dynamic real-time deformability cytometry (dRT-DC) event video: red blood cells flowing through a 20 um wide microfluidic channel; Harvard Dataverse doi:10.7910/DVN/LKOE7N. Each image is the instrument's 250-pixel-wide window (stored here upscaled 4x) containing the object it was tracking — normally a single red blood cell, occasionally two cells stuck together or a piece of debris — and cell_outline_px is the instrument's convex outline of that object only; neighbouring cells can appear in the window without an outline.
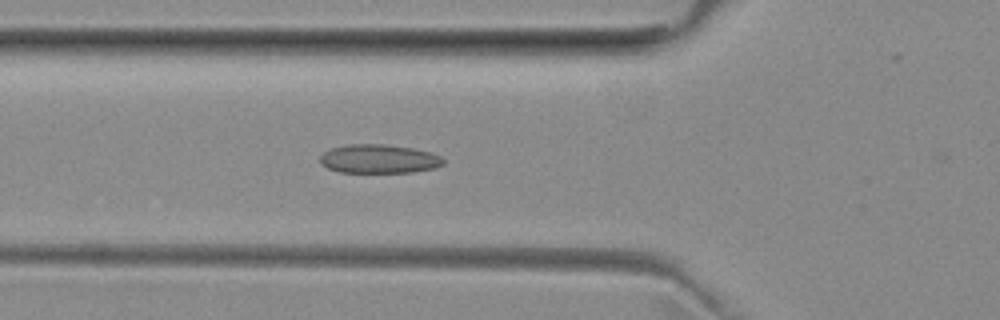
{"species": "common noctule bat (a hibernating species)", "species_latin": "Nyctalus noctula", "temperature_condition": "room temperature", "stored_images_in_passage": 46, "camera_frame_rate_fps": 3000, "um_per_image_px": 0.085, "animal": {"sex": "female", "body_mass_g": 29.2, "forearm_length_mm": 56.3}, "frame": {"image": 1, "passage_image": 12, "time_ms": 3.667, "image_size_px": [1000, 320], "cell_outline_px": [[444, 164], [436, 168], [412, 172], [340, 172], [328, 168], [320, 160], [320, 156], [324, 152], [332, 148], [348, 144], [384, 144], [412, 148], [432, 152], [440, 156], [444, 160]], "centroid_in_image_um": [32.25, 13.5], "position_along_channel_um": 93.6, "area_um2": 20.63}}
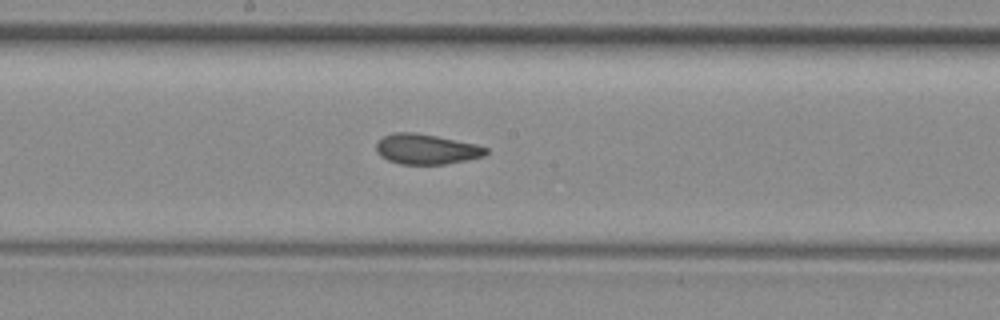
{"frame": {"image": 2, "passage_image": 21, "time_ms": 6.667, "image_size_px": [1000, 320], "cell_outline_px": [[488, 152], [484, 156], [468, 160], [444, 164], [400, 164], [388, 160], [380, 156], [376, 152], [376, 144], [384, 136], [396, 132], [416, 132], [476, 144], [488, 148]], "centroid_in_image_um": [36.24, 12.68], "position_along_channel_um": 212.0, "area_um2": 19.31}}
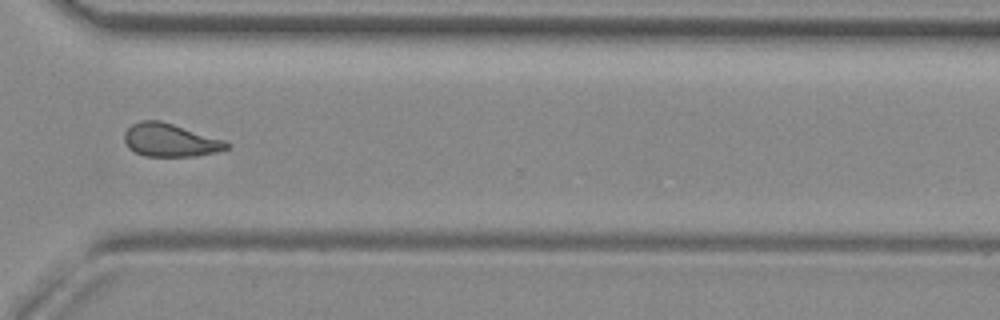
{"frame": {"image": 3, "passage_image": 32, "time_ms": 10.333, "image_size_px": [1000, 320], "cell_outline_px": [[232, 144], [228, 148], [216, 152], [196, 156], [144, 156], [128, 148], [124, 140], [124, 132], [132, 124], [140, 120], [160, 120], [224, 140]], "centroid_in_image_um": [14.45, 11.91], "position_along_channel_um": 356.2, "area_um2": 19.71}, "authors_computed_cell_mechanics": {"area_um2": 19.7676, "velocity_mm_per_s": 3.9414, "shape_relaxation_time_tau1_ms": null, "shape_relaxation_time_tau2_ms": 2.5255, "deformation_change_tau1": null, "deformation_change_tau2": 0.062}}